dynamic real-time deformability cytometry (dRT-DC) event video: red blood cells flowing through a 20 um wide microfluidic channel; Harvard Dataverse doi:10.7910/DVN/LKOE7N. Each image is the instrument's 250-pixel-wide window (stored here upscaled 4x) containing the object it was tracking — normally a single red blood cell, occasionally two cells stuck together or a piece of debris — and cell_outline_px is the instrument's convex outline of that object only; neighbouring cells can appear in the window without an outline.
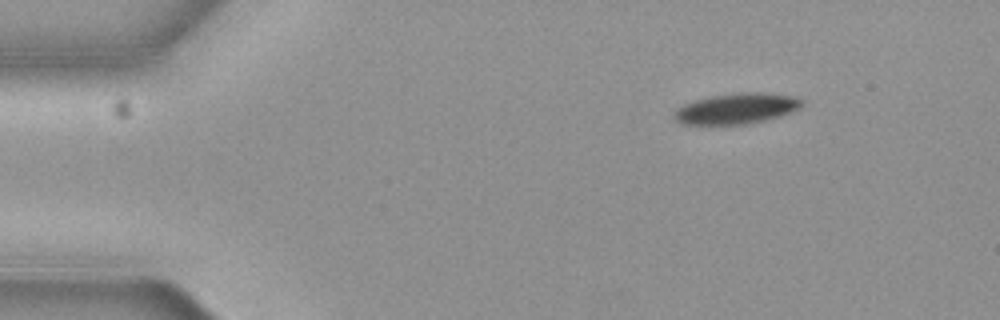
{"species": "common noctule bat (a hibernating species)", "species_latin": "Nyctalus noctula", "temperature_condition": "cold", "stored_images_in_passage": 9, "camera_frame_rate_fps": 3000, "um_per_image_px": 0.085, "animal": {"sex": "female", "body_mass_g": 19.3, "forearm_length_mm": 54.1}, "frame": {"image": 1, "passage_image": 1, "time_ms": 0.0, "image_size_px": [1000, 320], "cell_outline_px": [[804, 104], [800, 108], [792, 112], [764, 120], [748, 124], [680, 124], [676, 120], [676, 112], [684, 104], [696, 100], [712, 96], [748, 92], [756, 92], [792, 96], [804, 100]], "centroid_in_image_um": [62.67, 9.23], "position_along_channel_um": 22.3, "area_um2": 22.31}}
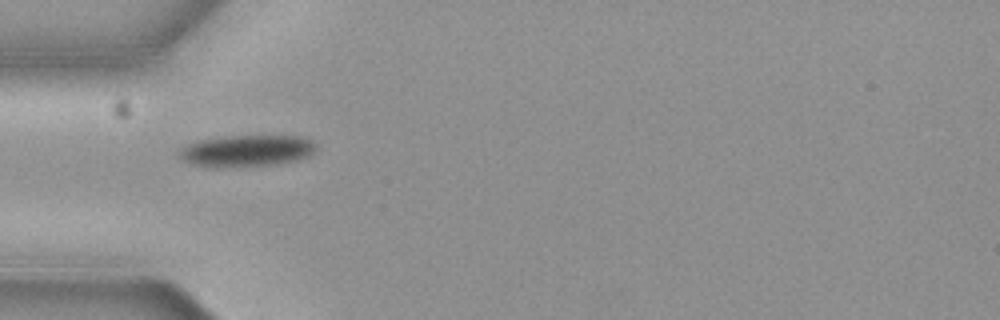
{"frame": {"image": 2, "passage_image": 4, "time_ms": 1.0, "image_size_px": [1000, 320], "cell_outline_px": [[316, 148], [308, 156], [296, 160], [276, 164], [216, 168], [208, 168], [192, 164], [184, 160], [176, 152], [180, 148], [188, 144], [200, 140], [224, 136], [300, 136], [312, 140], [316, 144]], "centroid_in_image_um": [20.93, 12.82], "position_along_channel_um": 64.1, "area_um2": 25.37}}
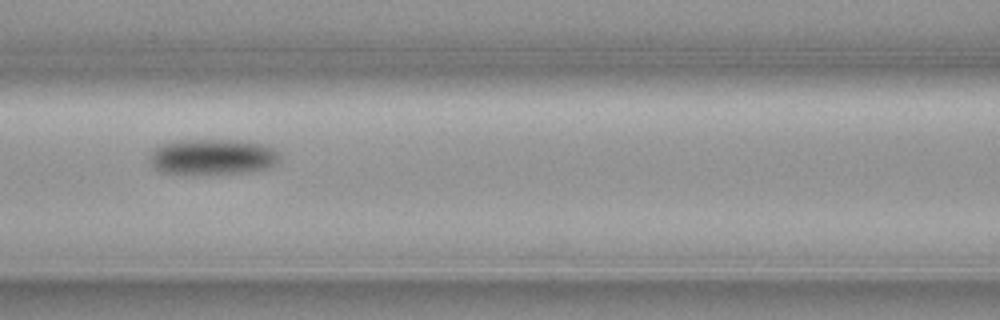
{"frame": {"image": 3, "passage_image": 6, "time_ms": 1.667, "image_size_px": [1000, 320], "cell_outline_px": [[280, 160], [276, 164], [268, 168], [248, 172], [192, 176], [160, 172], [152, 168], [148, 156], [152, 148], [160, 144], [176, 140], [236, 140], [268, 144], [280, 152]], "centroid_in_image_um": [18.03, 13.35], "position_along_channel_um": 148.6, "area_um2": 28.38}}